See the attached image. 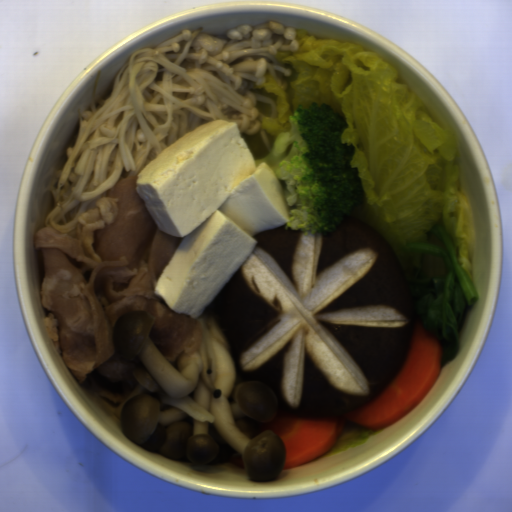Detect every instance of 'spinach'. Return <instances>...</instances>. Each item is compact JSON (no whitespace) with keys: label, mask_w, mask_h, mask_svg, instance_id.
I'll list each match as a JSON object with an SVG mask.
<instances>
[{"label":"spinach","mask_w":512,"mask_h":512,"mask_svg":"<svg viewBox=\"0 0 512 512\" xmlns=\"http://www.w3.org/2000/svg\"><path fill=\"white\" fill-rule=\"evenodd\" d=\"M435 236L445 248L430 242L415 241L400 249L397 255L412 292V325L427 329L442 347L440 369L454 359L460 347L459 326L466 306L477 303L479 296L472 279L461 267L454 245L439 226L427 238ZM434 254L447 263V275L426 277L420 270L421 254Z\"/></svg>","instance_id":"1"}]
</instances>
